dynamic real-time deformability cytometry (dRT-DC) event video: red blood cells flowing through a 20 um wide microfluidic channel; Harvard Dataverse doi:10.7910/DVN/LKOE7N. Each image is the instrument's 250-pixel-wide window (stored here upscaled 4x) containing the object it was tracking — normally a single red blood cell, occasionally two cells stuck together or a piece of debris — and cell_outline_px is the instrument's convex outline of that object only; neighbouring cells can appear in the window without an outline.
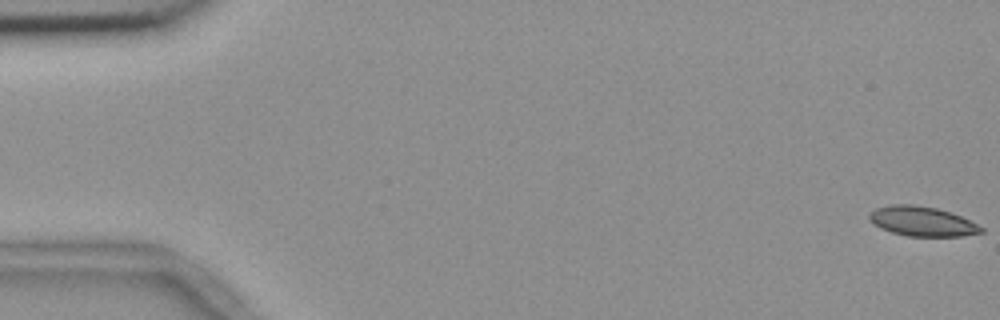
{"species": "common noctule bat (a hibernating species)", "species_latin": "Nyctalus noctula", "temperature_condition": "room temperature", "stored_images_in_passage": 56, "camera_frame_rate_fps": 3000, "um_per_image_px": 0.085, "animal": {"sex": "female", "body_mass_g": 18.4}, "frame": {"image": 1, "passage_image": 1, "time_ms": 0.0, "image_size_px": [1000, 320], "cell_outline_px": [[984, 232], [960, 236], [908, 236], [892, 232], [880, 228], [872, 224], [868, 220], [868, 216], [876, 208], [892, 204], [912, 204], [936, 208], [960, 216], [984, 228]], "centroid_in_image_um": [78.34, 18.81], "position_along_channel_um": 6.7, "area_um2": 19.19}}
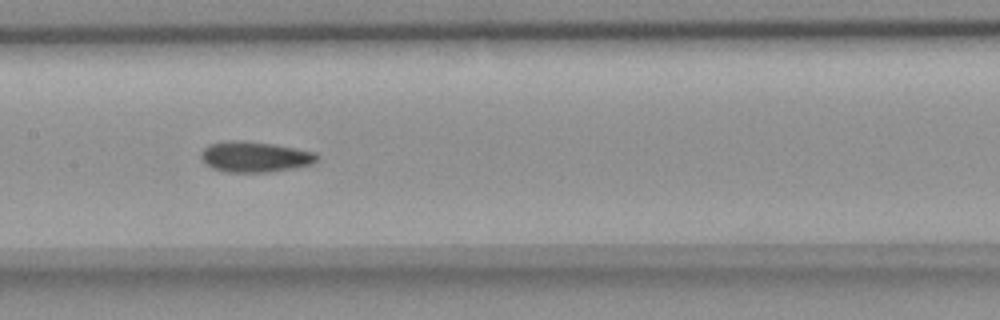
{"frame": {"image": 2, "passage_image": 28, "time_ms": 9.0, "image_size_px": [1000, 320], "cell_outline_px": [[320, 156], [312, 164], [292, 168], [268, 172], [224, 172], [212, 168], [200, 156], [200, 152], [208, 144], [228, 140], [244, 140], [272, 144], [316, 152]], "centroid_in_image_um": [21.65, 13.32], "position_along_channel_um": 185.8, "area_um2": 20.69}}
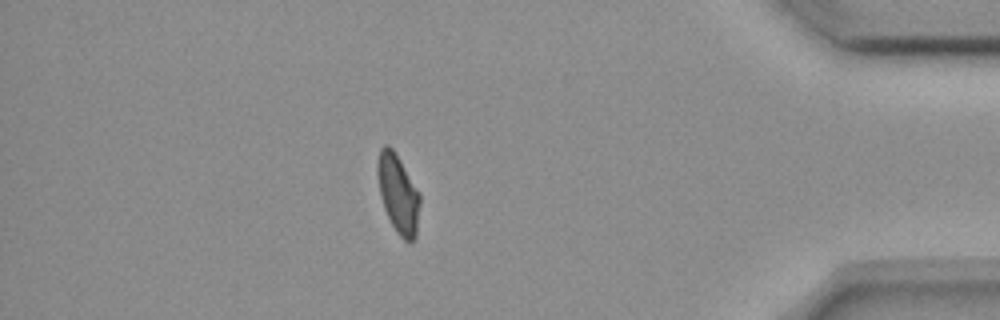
{"frame": {"image": 3, "passage_image": 49, "time_ms": 16.0, "image_size_px": [1000, 320], "cell_outline_px": [[420, 204], [416, 236], [412, 240], [404, 240], [396, 232], [384, 208], [380, 196], [376, 172], [376, 164], [380, 148], [384, 144], [388, 144], [392, 148], [400, 160], [420, 192]], "centroid_in_image_um": [33.83, 16.43], "position_along_channel_um": 401.4, "area_um2": 19.54}, "authors_computed_cell_mechanics": {"area_um2": 20.1144, "velocity_mm_per_s": 3.6659, "shape_relaxation_time_tau1_ms": 9.0625, "shape_relaxation_time_tau2_ms": 3.0024, "deformation_change_tau1": 0.1627, "deformation_change_tau2": 0.0876}}